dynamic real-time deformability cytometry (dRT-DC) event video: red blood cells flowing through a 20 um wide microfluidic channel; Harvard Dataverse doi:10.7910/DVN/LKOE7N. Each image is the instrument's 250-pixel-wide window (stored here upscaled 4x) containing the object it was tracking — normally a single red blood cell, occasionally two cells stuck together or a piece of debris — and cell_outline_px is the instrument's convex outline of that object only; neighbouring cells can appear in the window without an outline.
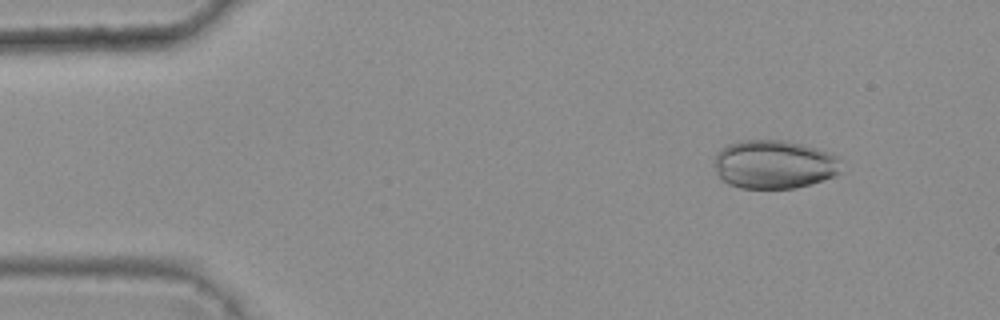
{"species": "common noctule bat (a hibernating species)", "species_latin": "Nyctalus noctula", "temperature_condition": "warm", "stored_images_in_passage": 4, "camera_frame_rate_fps": 3000, "um_per_image_px": 0.085, "animal": {"sex": "female", "body_mass_g": 25.1}, "frame": {"image": 1, "passage_image": 1, "time_ms": 0.0, "image_size_px": [1000, 320], "cell_outline_px": [[844, 160], [840, 172], [832, 176], [796, 188], [740, 188], [728, 184], [716, 172], [712, 164], [712, 160], [720, 148], [728, 144], [740, 140], [784, 140], [816, 148], [828, 152]], "centroid_in_image_um": [65.77, 13.96], "position_along_channel_um": 19.2, "area_um2": 36.18}}
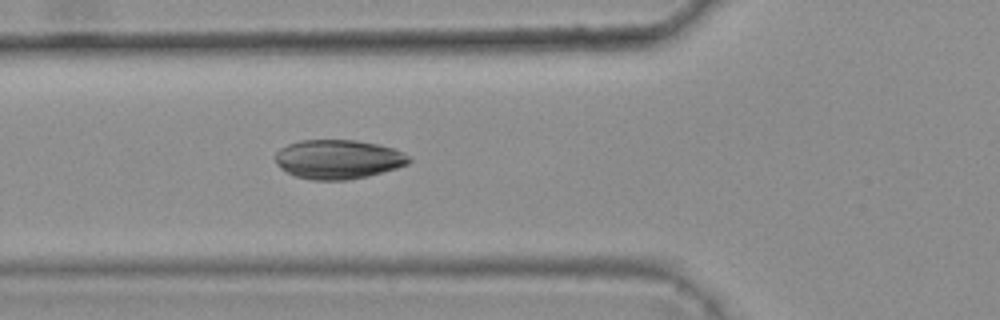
{"frame": {"image": 2, "passage_image": 4, "time_ms": 1.0, "image_size_px": [1000, 320], "cell_outline_px": [[412, 160], [408, 164], [396, 168], [368, 176], [348, 180], [312, 180], [296, 176], [280, 168], [276, 160], [276, 152], [280, 148], [288, 144], [300, 140], [356, 140], [376, 144], [392, 148], [404, 152]], "centroid_in_image_um": [28.75, 13.54], "position_along_channel_um": 97.0, "area_um2": 30.46}}